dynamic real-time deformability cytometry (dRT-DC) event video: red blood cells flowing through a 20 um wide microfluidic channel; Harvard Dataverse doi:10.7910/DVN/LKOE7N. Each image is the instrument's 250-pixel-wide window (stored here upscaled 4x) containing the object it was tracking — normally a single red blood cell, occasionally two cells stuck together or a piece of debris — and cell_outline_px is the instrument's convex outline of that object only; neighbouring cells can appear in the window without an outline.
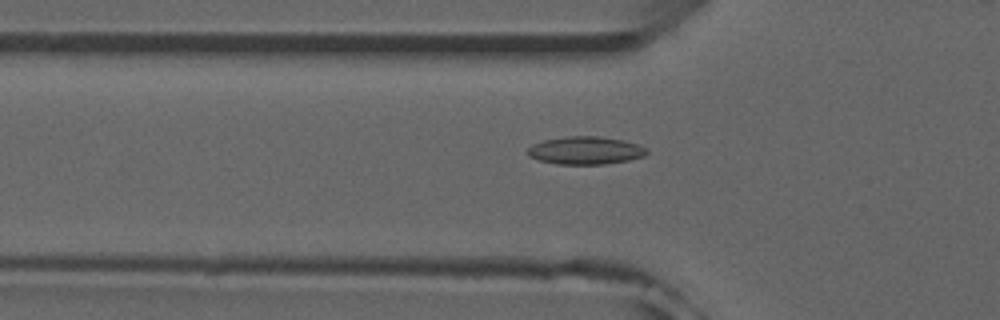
{"species": "common noctule bat (a hibernating species)", "species_latin": "Nyctalus noctula", "temperature_condition": "room temperature", "stored_images_in_passage": 46, "camera_frame_rate_fps": 3000, "um_per_image_px": 0.085, "animal": {"sex": "male", "forearm_length_mm": 52.5}, "frame": {"image": 1, "passage_image": 17, "time_ms": 5.333, "image_size_px": [1000, 320], "cell_outline_px": [[648, 152], [644, 156], [628, 160], [604, 164], [556, 164], [540, 160], [528, 156], [524, 152], [532, 144], [544, 140], [568, 136], [600, 136], [624, 140], [640, 144], [648, 148]], "centroid_in_image_um": [49.77, 12.78], "position_along_channel_um": 76.0, "area_um2": 19.54}}
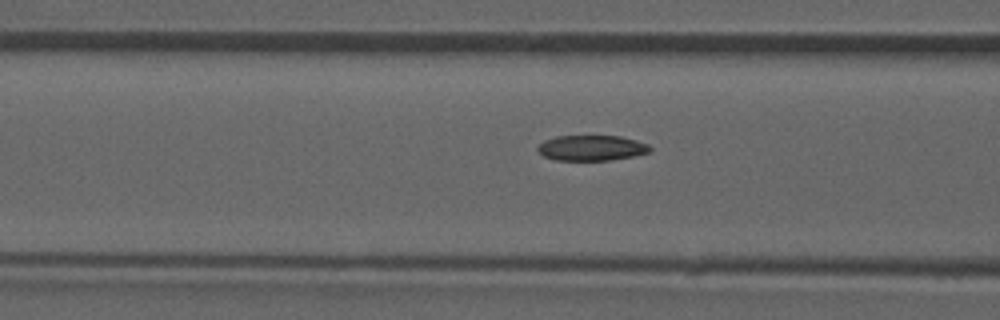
{"frame": {"image": 2, "passage_image": 20, "time_ms": 6.333, "image_size_px": [1000, 320], "cell_outline_px": [[652, 148], [648, 152], [632, 156], [608, 160], [556, 160], [544, 156], [536, 148], [544, 140], [556, 136], [620, 136], [636, 140], [648, 144]], "centroid_in_image_um": [50.27, 12.57], "position_along_channel_um": 116.3, "area_um2": 16.47}}
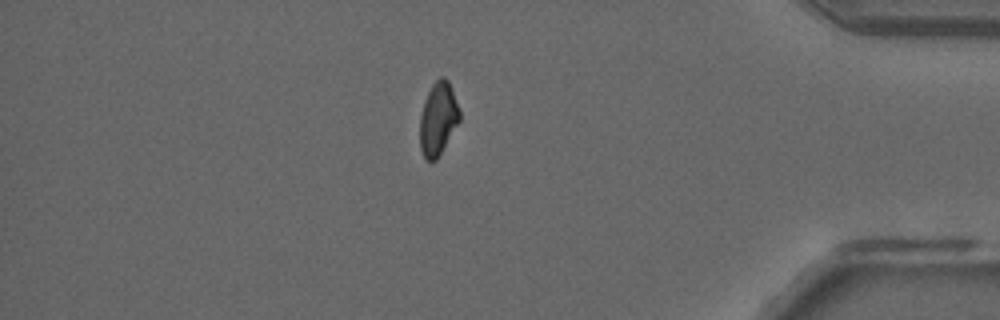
{"frame": {"image": 3, "passage_image": 44, "time_ms": 14.333, "image_size_px": [1000, 320], "cell_outline_px": [[460, 120], [436, 160], [428, 160], [424, 156], [420, 148], [420, 116], [428, 92], [432, 84], [440, 76], [444, 76], [448, 80], [460, 112]], "centroid_in_image_um": [37.23, 10.08], "position_along_channel_um": 398.0, "area_um2": 16.53}}